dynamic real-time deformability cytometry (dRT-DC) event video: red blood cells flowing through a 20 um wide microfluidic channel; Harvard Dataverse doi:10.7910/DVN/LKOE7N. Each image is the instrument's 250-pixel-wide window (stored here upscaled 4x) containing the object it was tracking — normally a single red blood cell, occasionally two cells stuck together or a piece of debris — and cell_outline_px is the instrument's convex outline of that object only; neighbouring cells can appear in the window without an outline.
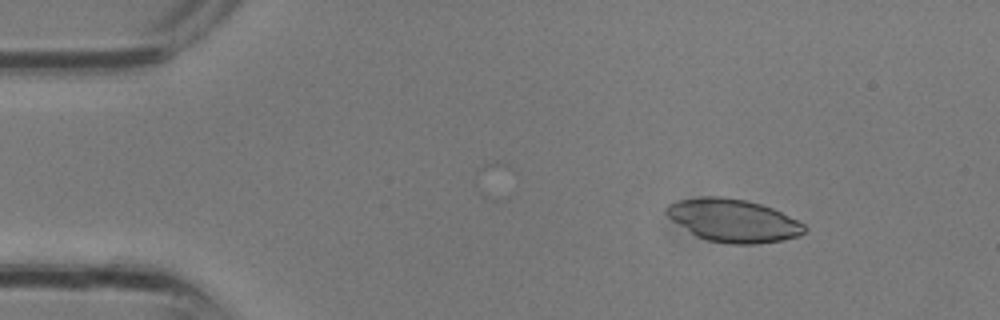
{"species": "common noctule bat (a hibernating species)", "species_latin": "Nyctalus noctula", "temperature_condition": "room temperature", "stored_images_in_passage": 8, "camera_frame_rate_fps": 3000, "um_per_image_px": 0.085, "animal": {"sex": "male", "body_mass_g": 13.3}, "frame": {"image": 1, "passage_image": 3, "time_ms": 0.667, "image_size_px": [1000, 320], "cell_outline_px": [[808, 228], [800, 236], [784, 240], [756, 244], [732, 244], [708, 240], [696, 236], [672, 220], [664, 212], [664, 208], [668, 204], [676, 200], [700, 196], [720, 196], [748, 200], [772, 208], [804, 224]], "centroid_in_image_um": [62.3, 18.73], "position_along_channel_um": 22.7, "area_um2": 34.62}}